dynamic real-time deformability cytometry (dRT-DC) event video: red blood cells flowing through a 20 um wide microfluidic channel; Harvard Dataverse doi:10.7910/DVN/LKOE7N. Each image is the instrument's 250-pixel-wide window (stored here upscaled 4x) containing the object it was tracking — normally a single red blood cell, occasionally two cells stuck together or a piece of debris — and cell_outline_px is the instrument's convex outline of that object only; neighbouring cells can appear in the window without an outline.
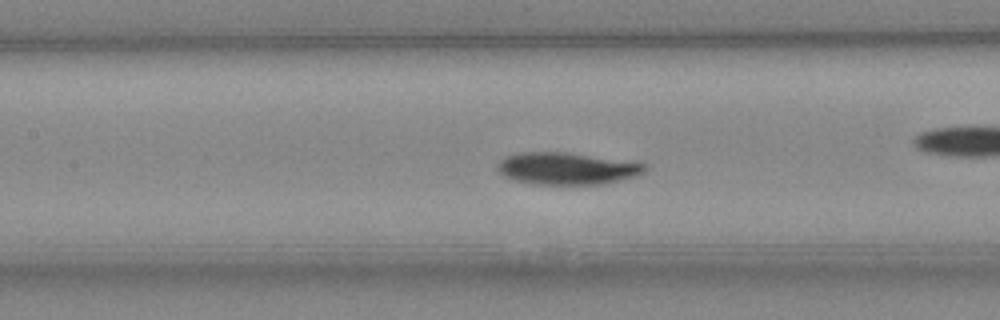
{"species": "Egyptian fruit bat (a non-hibernating species)", "species_latin": "Rousettus aegyptiacus", "temperature_condition": "cold", "stored_images_in_passage": 51, "camera_frame_rate_fps": 3000, "um_per_image_px": 0.085, "animal": {"sex": "female"}, "frame": {"image": 1, "passage_image": 22, "time_ms": 7.0, "image_size_px": [1000, 320], "cell_outline_px": [[648, 168], [644, 172], [632, 176], [604, 184], [532, 184], [516, 180], [504, 176], [496, 168], [500, 160], [504, 156], [516, 152], [568, 152], [644, 164]], "centroid_in_image_um": [48.09, 14.31], "position_along_channel_um": 159.3, "area_um2": 27.22}}
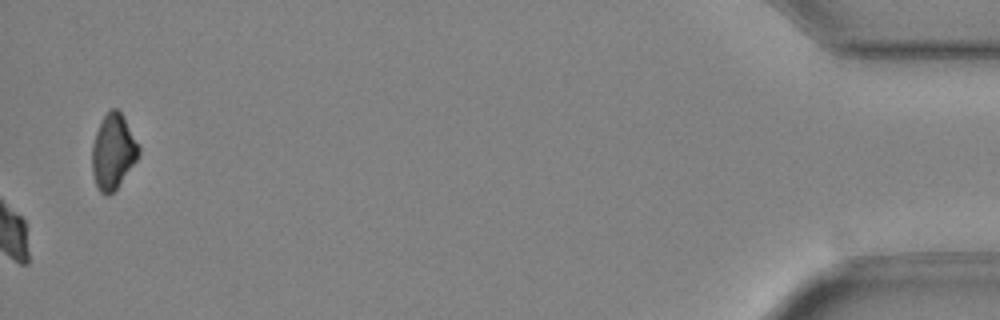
{"frame": {"image": 2, "passage_image": 51, "time_ms": 16.667, "image_size_px": [1000, 320], "cell_outline_px": [[140, 152], [136, 160], [116, 188], [108, 196], [104, 196], [100, 192], [96, 184], [92, 172], [92, 144], [100, 120], [112, 108], [116, 108], [124, 116], [140, 148]], "centroid_in_image_um": [9.6, 12.88], "position_along_channel_um": 425.6, "area_um2": 20.23}, "authors_computed_cell_mechanics": {"area_um2": 26.01, "velocity_mm_per_s": 3.9775, "shape_relaxation_time_tau1_ms": 2.3876, "shape_relaxation_time_tau2_ms": null, "deformation_change_tau1": 0.0846, "deformation_change_tau2": null}}